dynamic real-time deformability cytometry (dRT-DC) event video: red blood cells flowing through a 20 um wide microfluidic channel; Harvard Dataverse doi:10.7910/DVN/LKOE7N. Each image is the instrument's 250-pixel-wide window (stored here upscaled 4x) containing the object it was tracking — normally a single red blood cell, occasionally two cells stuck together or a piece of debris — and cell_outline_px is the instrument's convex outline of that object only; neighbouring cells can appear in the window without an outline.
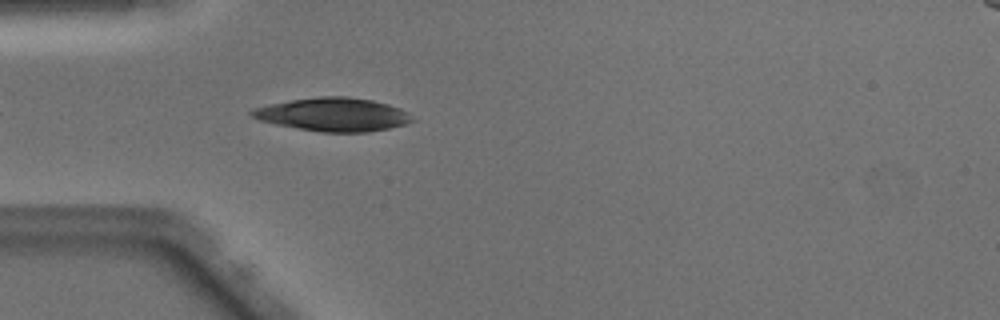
{"species": "Egyptian fruit bat (a non-hibernating species)", "species_latin": "Rousettus aegyptiacus", "temperature_condition": "warm", "stored_images_in_passage": 36, "camera_frame_rate_fps": 3000, "um_per_image_px": 0.085, "animal": {"sex": "male"}, "frame": {"image": 1, "passage_image": 4, "time_ms": 1.0, "image_size_px": [1000, 320], "cell_outline_px": [[416, 120], [404, 124], [388, 128], [368, 132], [324, 132], [276, 124], [260, 120], [252, 116], [248, 112], [252, 108], [292, 100], [320, 96], [348, 96], [372, 100], [388, 104], [400, 108], [408, 112]], "centroid_in_image_um": [28.35, 9.72], "position_along_channel_um": 56.6, "area_um2": 30.98}}
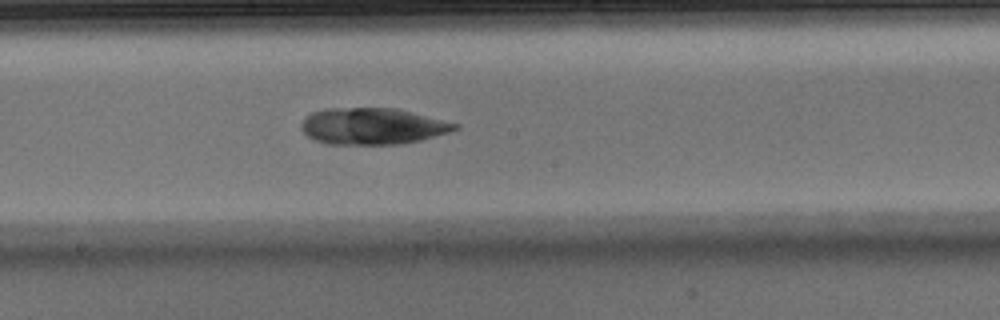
{"frame": {"image": 2, "passage_image": 16, "time_ms": 5.0, "image_size_px": [1000, 320], "cell_outline_px": [[460, 128], [448, 132], [420, 140], [400, 144], [328, 144], [312, 140], [300, 128], [300, 124], [304, 116], [312, 112], [324, 108], [396, 108], [460, 124]], "centroid_in_image_um": [31.61, 10.72], "position_along_channel_um": 216.6, "area_um2": 32.83}}
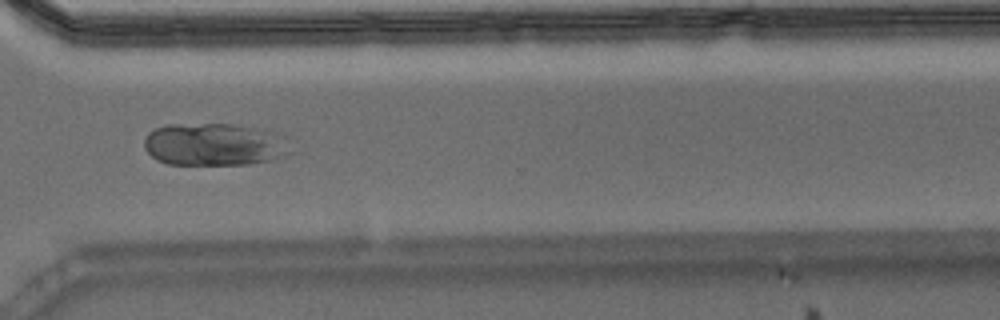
{"frame": {"image": 3, "passage_image": 26, "time_ms": 8.333, "image_size_px": [1000, 320], "cell_outline_px": [[292, 152], [284, 156], [268, 160], [248, 164], [168, 164], [156, 160], [144, 148], [144, 140], [148, 132], [156, 128], [168, 124], [232, 124], [276, 132], [284, 136]], "centroid_in_image_um": [18.21, 12.27], "position_along_channel_um": 352.4, "area_um2": 36.3}}